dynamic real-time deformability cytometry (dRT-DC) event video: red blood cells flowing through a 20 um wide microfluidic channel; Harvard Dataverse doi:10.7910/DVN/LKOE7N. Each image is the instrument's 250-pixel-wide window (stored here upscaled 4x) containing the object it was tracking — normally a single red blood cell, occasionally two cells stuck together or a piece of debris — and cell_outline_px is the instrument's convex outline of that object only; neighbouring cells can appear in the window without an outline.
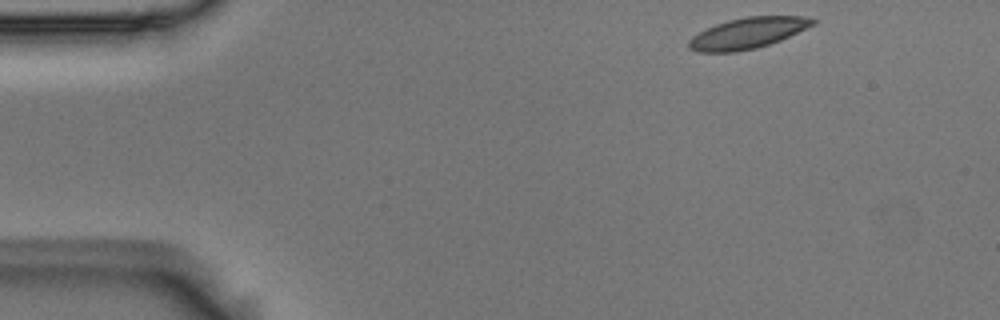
{"species": "Egyptian fruit bat (a non-hibernating species)", "species_latin": "Rousettus aegyptiacus", "temperature_condition": "room temperature", "stored_images_in_passage": 11, "camera_frame_rate_fps": 3000, "um_per_image_px": 0.085, "animal": {"sex": "male"}, "frame": {"image": 1, "passage_image": 1, "time_ms": 0.0, "image_size_px": [1000, 320], "cell_outline_px": [[816, 24], [780, 40], [756, 48], [736, 52], [696, 52], [688, 48], [688, 40], [692, 36], [716, 24], [728, 20], [744, 16], [804, 16], [816, 20]], "centroid_in_image_um": [63.54, 2.81], "position_along_channel_um": 21.5, "area_um2": 22.31}}
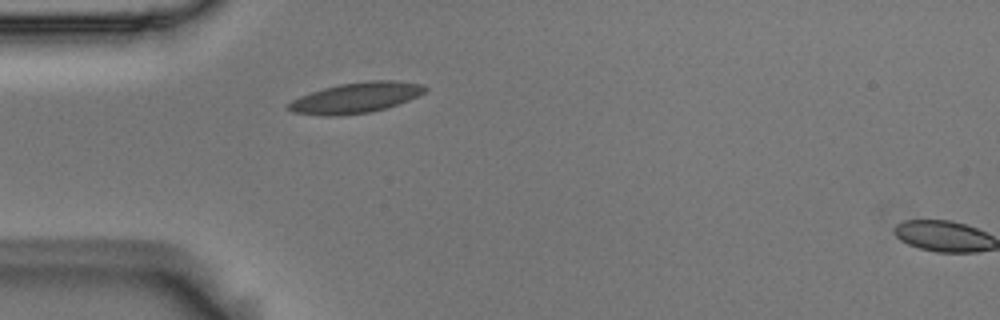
{"frame": {"image": 2, "passage_image": 10, "time_ms": 3.0, "image_size_px": [1000, 320], "cell_outline_px": [[428, 88], [424, 92], [408, 100], [372, 112], [340, 116], [324, 116], [292, 112], [284, 108], [284, 104], [300, 96], [324, 88], [340, 84], [368, 80], [396, 80], [424, 84]], "centroid_in_image_um": [30.2, 8.31], "position_along_channel_um": 54.8, "area_um2": 24.45}}